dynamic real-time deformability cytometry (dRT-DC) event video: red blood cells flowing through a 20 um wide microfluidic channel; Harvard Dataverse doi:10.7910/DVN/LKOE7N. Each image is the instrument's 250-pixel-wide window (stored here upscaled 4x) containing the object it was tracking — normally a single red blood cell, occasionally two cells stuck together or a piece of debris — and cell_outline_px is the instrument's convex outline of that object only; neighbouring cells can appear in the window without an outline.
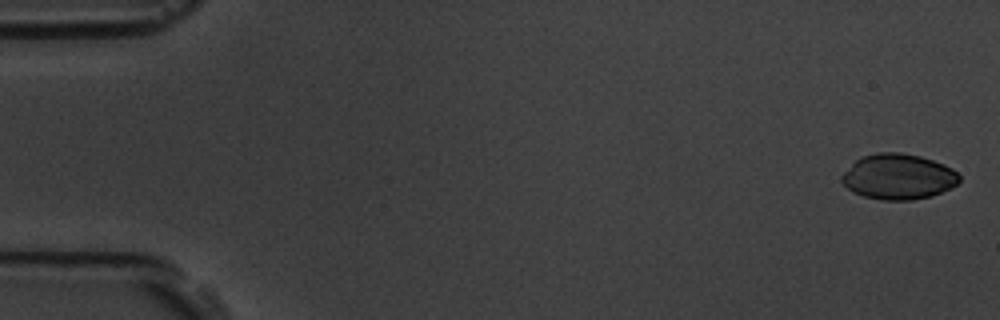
{"species": "common noctule bat (a hibernating species)", "species_latin": "Nyctalus noctula", "temperature_condition": "room temperature", "stored_images_in_passage": 8, "camera_frame_rate_fps": 3000, "um_per_image_px": 0.085, "animal": {"sex": "male", "body_mass_g": 19.5, "forearm_length_mm": 54.6}, "frame": {"image": 1, "passage_image": 1, "time_ms": 0.0, "image_size_px": [1000, 320], "cell_outline_px": [[960, 180], [952, 188], [932, 196], [912, 200], [880, 200], [864, 196], [852, 192], [840, 180], [840, 176], [860, 156], [876, 152], [900, 152], [920, 156], [944, 164], [952, 168], [960, 176]], "centroid_in_image_um": [76.35, 15.02], "position_along_channel_um": 8.6, "area_um2": 31.39}}